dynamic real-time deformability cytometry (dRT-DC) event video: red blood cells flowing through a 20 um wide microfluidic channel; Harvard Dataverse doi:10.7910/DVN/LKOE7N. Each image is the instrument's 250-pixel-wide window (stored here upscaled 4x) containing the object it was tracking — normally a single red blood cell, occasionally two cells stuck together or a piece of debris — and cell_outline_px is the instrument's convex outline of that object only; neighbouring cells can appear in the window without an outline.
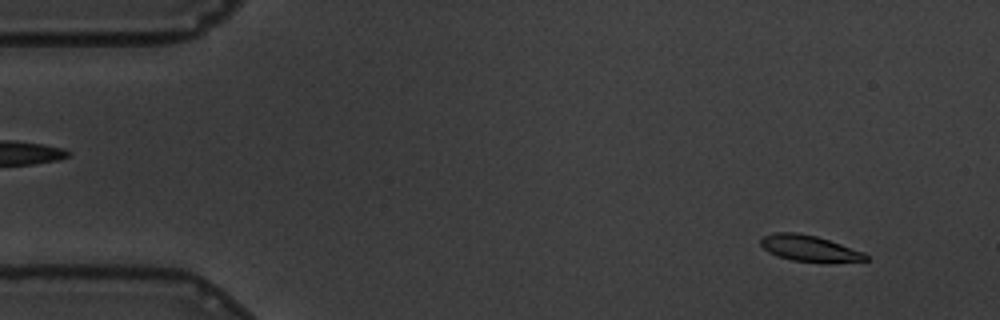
{"species": "common noctule bat (a hibernating species)", "species_latin": "Nyctalus noctula", "temperature_condition": "warm", "stored_images_in_passage": 57, "camera_frame_rate_fps": 3000, "um_per_image_px": 0.085, "animal": {"sex": "male", "body_mass_g": 19.5, "forearm_length_mm": 54.6}, "frame": {"image": 1, "passage_image": 3, "time_ms": 0.667, "image_size_px": [1000, 320], "cell_outline_px": [[868, 260], [824, 264], [792, 260], [776, 256], [768, 252], [760, 244], [760, 240], [764, 236], [776, 232], [796, 232], [816, 236], [864, 252], [868, 256]], "centroid_in_image_um": [68.81, 21.14], "position_along_channel_um": 16.2, "area_um2": 16.24}}
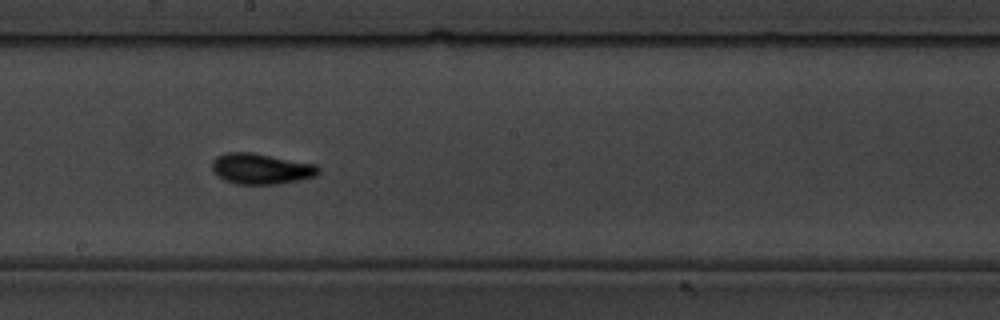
{"frame": {"image": 2, "passage_image": 30, "time_ms": 9.667, "image_size_px": [1000, 320], "cell_outline_px": [[320, 172], [316, 176], [276, 184], [236, 184], [224, 180], [212, 168], [212, 160], [216, 156], [228, 152], [252, 152], [316, 164], [320, 168]], "centroid_in_image_um": [22.2, 14.33], "position_along_channel_um": 226.0, "area_um2": 18.96}}
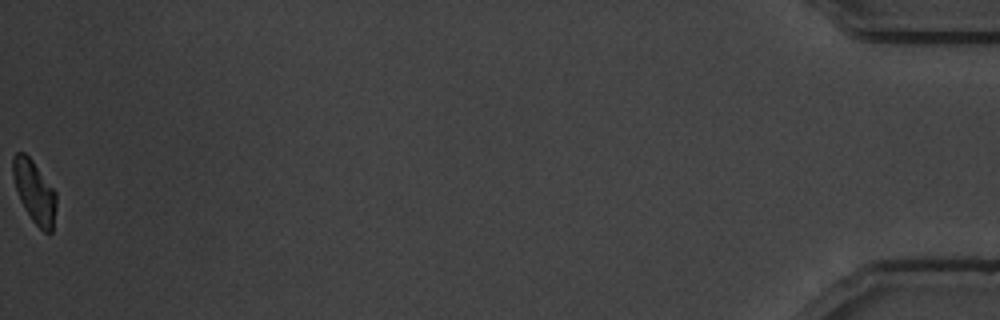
{"frame": {"image": 3, "passage_image": 57, "time_ms": 18.667, "image_size_px": [1000, 320], "cell_outline_px": [[56, 208], [52, 232], [48, 236], [32, 220], [20, 200], [12, 176], [12, 156], [16, 152], [24, 152], [32, 160], [56, 192]], "centroid_in_image_um": [2.93, 16.3], "position_along_channel_um": 432.3, "area_um2": 15.78}, "authors_computed_cell_mechanics": {"area_um2": 17.1088, "velocity_mm_per_s": 3.4253, "shape_relaxation_time_tau1_ms": 2.9195, "shape_relaxation_time_tau2_ms": 1.6334, "deformation_change_tau1": 0.1283, "deformation_change_tau2": 0.0678}}